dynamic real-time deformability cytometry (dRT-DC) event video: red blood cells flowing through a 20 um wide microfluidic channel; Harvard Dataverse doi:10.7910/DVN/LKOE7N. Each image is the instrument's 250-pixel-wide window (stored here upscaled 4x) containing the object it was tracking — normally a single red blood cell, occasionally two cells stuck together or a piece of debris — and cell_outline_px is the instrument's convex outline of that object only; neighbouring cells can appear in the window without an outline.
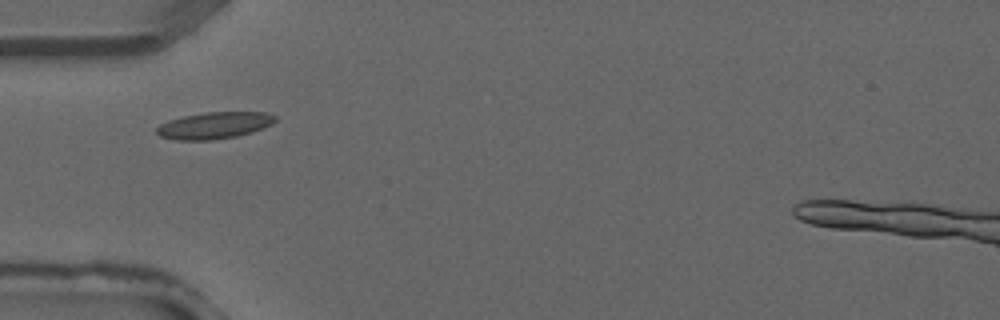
{"species": "common noctule bat (a hibernating species)", "species_latin": "Nyctalus noctula", "temperature_condition": "warm", "stored_images_in_passage": 2, "camera_frame_rate_fps": 3000, "um_per_image_px": 0.085, "animal": {"sex": "male", "forearm_length_mm": 52.5}, "frame": {"image": 1, "passage_image": 2, "time_ms": 0.333, "image_size_px": [1000, 320], "cell_outline_px": [[276, 120], [272, 124], [252, 132], [236, 136], [212, 140], [176, 140], [160, 136], [156, 132], [156, 128], [160, 124], [168, 120], [184, 116], [204, 112], [268, 112], [276, 116]], "centroid_in_image_um": [18.22, 10.65], "position_along_channel_um": 66.8, "area_um2": 18.5}}